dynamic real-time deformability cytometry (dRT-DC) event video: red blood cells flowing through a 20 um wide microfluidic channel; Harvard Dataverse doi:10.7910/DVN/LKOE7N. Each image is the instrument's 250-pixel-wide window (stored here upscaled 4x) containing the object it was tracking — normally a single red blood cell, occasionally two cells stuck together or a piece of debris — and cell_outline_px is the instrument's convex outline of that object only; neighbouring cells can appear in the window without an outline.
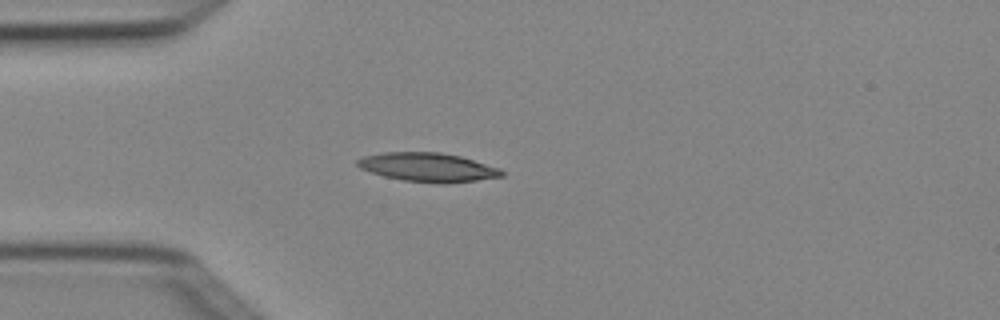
{"species": "Egyptian fruit bat (a non-hibernating species)", "species_latin": "Rousettus aegyptiacus", "temperature_condition": "cold", "stored_images_in_passage": 4, "camera_frame_rate_fps": 3000, "um_per_image_px": 0.085, "animal": {"sex": "female"}, "frame": {"image": 1, "passage_image": 4, "time_ms": 1.0, "image_size_px": [1000, 320], "cell_outline_px": [[504, 176], [476, 180], [444, 184], [440, 184], [404, 180], [384, 176], [360, 168], [356, 164], [356, 160], [364, 156], [384, 152], [440, 152], [460, 156], [500, 168], [504, 172]], "centroid_in_image_um": [36.38, 14.21], "position_along_channel_um": 48.6, "area_um2": 24.22}}